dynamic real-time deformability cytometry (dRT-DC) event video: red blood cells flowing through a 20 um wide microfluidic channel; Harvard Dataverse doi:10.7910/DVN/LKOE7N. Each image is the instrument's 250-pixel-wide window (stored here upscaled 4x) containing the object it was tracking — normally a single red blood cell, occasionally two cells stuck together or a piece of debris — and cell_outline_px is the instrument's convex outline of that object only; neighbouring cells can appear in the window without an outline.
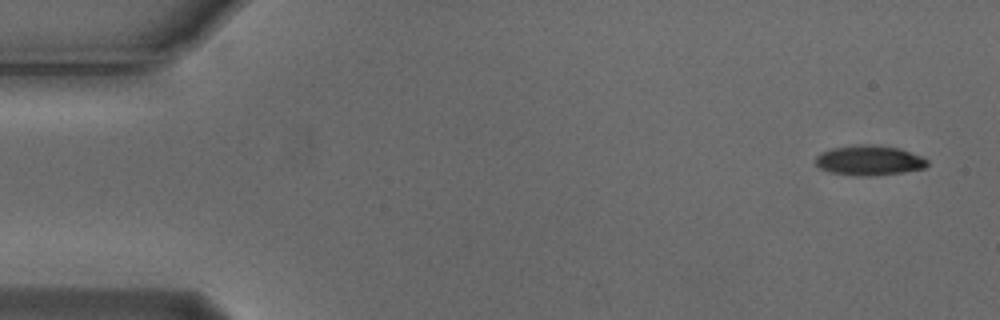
{"species": "Egyptian fruit bat (a non-hibernating species)", "species_latin": "Rousettus aegyptiacus", "temperature_condition": "cold", "stored_images_in_passage": 6, "camera_frame_rate_fps": 3000, "um_per_image_px": 0.085, "animal": {"sex": "male"}, "frame": {"image": 1, "passage_image": 1, "time_ms": 0.0, "image_size_px": [1000, 320], "cell_outline_px": [[928, 164], [924, 168], [904, 172], [868, 176], [856, 176], [832, 172], [820, 168], [816, 164], [816, 156], [820, 152], [832, 148], [860, 144], [864, 144], [900, 148], [924, 156], [928, 160]], "centroid_in_image_um": [73.91, 13.63], "position_along_channel_um": 11.1, "area_um2": 19.54}}
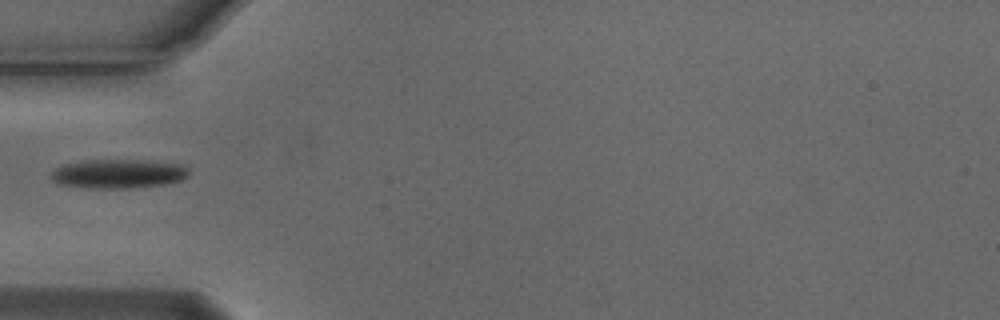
{"frame": {"image": 2, "passage_image": 5, "time_ms": 1.333, "image_size_px": [1000, 320], "cell_outline_px": [[188, 176], [180, 180], [164, 184], [132, 188], [88, 188], [56, 184], [52, 180], [52, 172], [60, 164], [84, 160], [152, 160], [184, 164], [188, 168]], "centroid_in_image_um": [10.05, 14.76], "position_along_channel_um": 74.9, "area_um2": 23.7}}
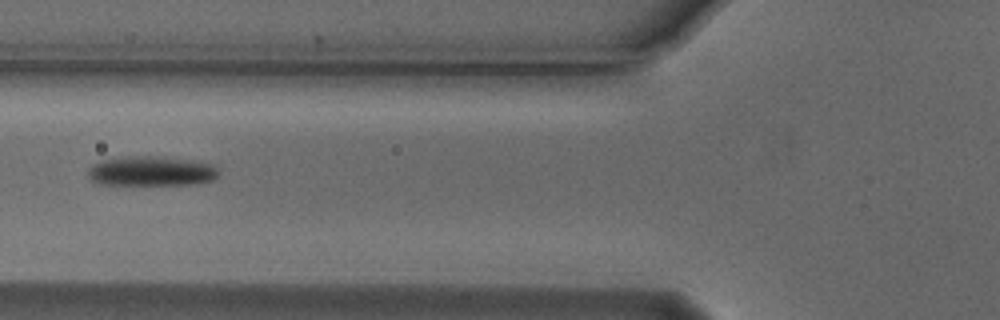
{"frame": {"image": 3, "passage_image": 6, "time_ms": 1.667, "image_size_px": [1000, 320], "cell_outline_px": [[220, 172], [212, 180], [192, 184], [100, 184], [92, 180], [88, 176], [88, 168], [92, 164], [100, 160], [124, 156], [164, 156], [192, 160], [212, 164]], "centroid_in_image_um": [12.83, 14.52], "position_along_channel_um": 113.0, "area_um2": 22.72}}